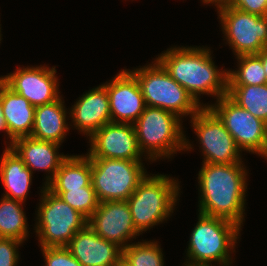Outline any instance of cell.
Here are the masks:
<instances>
[{"label":"cell","mask_w":267,"mask_h":266,"mask_svg":"<svg viewBox=\"0 0 267 266\" xmlns=\"http://www.w3.org/2000/svg\"><path fill=\"white\" fill-rule=\"evenodd\" d=\"M222 121L242 151L267 154V123L241 108L228 95L220 97L215 104L206 105Z\"/></svg>","instance_id":"9"},{"label":"cell","mask_w":267,"mask_h":266,"mask_svg":"<svg viewBox=\"0 0 267 266\" xmlns=\"http://www.w3.org/2000/svg\"><path fill=\"white\" fill-rule=\"evenodd\" d=\"M240 231L241 227L232 221L199 213L189 239L188 259L184 265L213 266L212 262H218L220 266H229L232 264L230 254L235 252Z\"/></svg>","instance_id":"3"},{"label":"cell","mask_w":267,"mask_h":266,"mask_svg":"<svg viewBox=\"0 0 267 266\" xmlns=\"http://www.w3.org/2000/svg\"><path fill=\"white\" fill-rule=\"evenodd\" d=\"M11 148L22 159L25 166H27L33 173L36 170H44L49 172L46 176V186L54 177L68 155L59 154L57 152L60 145L54 142L38 140L28 137L17 138L13 141Z\"/></svg>","instance_id":"18"},{"label":"cell","mask_w":267,"mask_h":266,"mask_svg":"<svg viewBox=\"0 0 267 266\" xmlns=\"http://www.w3.org/2000/svg\"><path fill=\"white\" fill-rule=\"evenodd\" d=\"M238 70H228V85H263L267 83L261 58L257 54L236 57Z\"/></svg>","instance_id":"25"},{"label":"cell","mask_w":267,"mask_h":266,"mask_svg":"<svg viewBox=\"0 0 267 266\" xmlns=\"http://www.w3.org/2000/svg\"><path fill=\"white\" fill-rule=\"evenodd\" d=\"M89 158L124 159L143 161L138 147L134 125L131 123H108L90 138Z\"/></svg>","instance_id":"13"},{"label":"cell","mask_w":267,"mask_h":266,"mask_svg":"<svg viewBox=\"0 0 267 266\" xmlns=\"http://www.w3.org/2000/svg\"><path fill=\"white\" fill-rule=\"evenodd\" d=\"M0 26H1V24H0ZM1 29V28H0ZM2 40V38H1V30H0V41ZM1 43V42H0Z\"/></svg>","instance_id":"36"},{"label":"cell","mask_w":267,"mask_h":266,"mask_svg":"<svg viewBox=\"0 0 267 266\" xmlns=\"http://www.w3.org/2000/svg\"><path fill=\"white\" fill-rule=\"evenodd\" d=\"M46 187L49 190H75L93 187L91 160L88 155H68Z\"/></svg>","instance_id":"22"},{"label":"cell","mask_w":267,"mask_h":266,"mask_svg":"<svg viewBox=\"0 0 267 266\" xmlns=\"http://www.w3.org/2000/svg\"><path fill=\"white\" fill-rule=\"evenodd\" d=\"M60 196L72 208L79 211L87 219L95 212L99 205L93 187H83L75 190H50Z\"/></svg>","instance_id":"27"},{"label":"cell","mask_w":267,"mask_h":266,"mask_svg":"<svg viewBox=\"0 0 267 266\" xmlns=\"http://www.w3.org/2000/svg\"><path fill=\"white\" fill-rule=\"evenodd\" d=\"M91 183L99 203L126 201L147 175L141 161L90 158Z\"/></svg>","instance_id":"8"},{"label":"cell","mask_w":267,"mask_h":266,"mask_svg":"<svg viewBox=\"0 0 267 266\" xmlns=\"http://www.w3.org/2000/svg\"><path fill=\"white\" fill-rule=\"evenodd\" d=\"M122 256L131 266H164L162 249L157 241L129 243L122 249Z\"/></svg>","instance_id":"26"},{"label":"cell","mask_w":267,"mask_h":266,"mask_svg":"<svg viewBox=\"0 0 267 266\" xmlns=\"http://www.w3.org/2000/svg\"><path fill=\"white\" fill-rule=\"evenodd\" d=\"M66 113L62 96L52 103L35 107L34 124L30 137L61 145L69 131Z\"/></svg>","instance_id":"20"},{"label":"cell","mask_w":267,"mask_h":266,"mask_svg":"<svg viewBox=\"0 0 267 266\" xmlns=\"http://www.w3.org/2000/svg\"><path fill=\"white\" fill-rule=\"evenodd\" d=\"M227 95L241 108L267 123V83L263 85H228Z\"/></svg>","instance_id":"24"},{"label":"cell","mask_w":267,"mask_h":266,"mask_svg":"<svg viewBox=\"0 0 267 266\" xmlns=\"http://www.w3.org/2000/svg\"><path fill=\"white\" fill-rule=\"evenodd\" d=\"M23 242L12 238H0V266H16L19 260L18 247Z\"/></svg>","instance_id":"29"},{"label":"cell","mask_w":267,"mask_h":266,"mask_svg":"<svg viewBox=\"0 0 267 266\" xmlns=\"http://www.w3.org/2000/svg\"><path fill=\"white\" fill-rule=\"evenodd\" d=\"M22 204L24 203L5 196L0 200V238H12L24 242L29 236Z\"/></svg>","instance_id":"23"},{"label":"cell","mask_w":267,"mask_h":266,"mask_svg":"<svg viewBox=\"0 0 267 266\" xmlns=\"http://www.w3.org/2000/svg\"><path fill=\"white\" fill-rule=\"evenodd\" d=\"M114 266H131L128 261L122 256Z\"/></svg>","instance_id":"34"},{"label":"cell","mask_w":267,"mask_h":266,"mask_svg":"<svg viewBox=\"0 0 267 266\" xmlns=\"http://www.w3.org/2000/svg\"><path fill=\"white\" fill-rule=\"evenodd\" d=\"M217 10L223 34L236 57L258 54L267 47V16L242 12L231 5Z\"/></svg>","instance_id":"10"},{"label":"cell","mask_w":267,"mask_h":266,"mask_svg":"<svg viewBox=\"0 0 267 266\" xmlns=\"http://www.w3.org/2000/svg\"><path fill=\"white\" fill-rule=\"evenodd\" d=\"M133 125L138 147L150 161L171 158L176 151L192 149L182 130L181 118L170 111L146 106Z\"/></svg>","instance_id":"4"},{"label":"cell","mask_w":267,"mask_h":266,"mask_svg":"<svg viewBox=\"0 0 267 266\" xmlns=\"http://www.w3.org/2000/svg\"><path fill=\"white\" fill-rule=\"evenodd\" d=\"M179 187L178 180L162 174H147L139 182L126 201L135 228L140 234L172 215L178 200Z\"/></svg>","instance_id":"5"},{"label":"cell","mask_w":267,"mask_h":266,"mask_svg":"<svg viewBox=\"0 0 267 266\" xmlns=\"http://www.w3.org/2000/svg\"><path fill=\"white\" fill-rule=\"evenodd\" d=\"M73 126L89 138L105 124L111 123L107 89L100 85L79 97L69 113Z\"/></svg>","instance_id":"17"},{"label":"cell","mask_w":267,"mask_h":266,"mask_svg":"<svg viewBox=\"0 0 267 266\" xmlns=\"http://www.w3.org/2000/svg\"><path fill=\"white\" fill-rule=\"evenodd\" d=\"M3 83V76L0 77V85Z\"/></svg>","instance_id":"35"},{"label":"cell","mask_w":267,"mask_h":266,"mask_svg":"<svg viewBox=\"0 0 267 266\" xmlns=\"http://www.w3.org/2000/svg\"><path fill=\"white\" fill-rule=\"evenodd\" d=\"M191 118V125L202 148V163H242L241 150L218 116L209 108L202 107Z\"/></svg>","instance_id":"11"},{"label":"cell","mask_w":267,"mask_h":266,"mask_svg":"<svg viewBox=\"0 0 267 266\" xmlns=\"http://www.w3.org/2000/svg\"><path fill=\"white\" fill-rule=\"evenodd\" d=\"M231 6L242 12L267 16V0H234Z\"/></svg>","instance_id":"30"},{"label":"cell","mask_w":267,"mask_h":266,"mask_svg":"<svg viewBox=\"0 0 267 266\" xmlns=\"http://www.w3.org/2000/svg\"><path fill=\"white\" fill-rule=\"evenodd\" d=\"M109 96L111 122L133 124L146 108L136 77L121 70L110 82L102 84Z\"/></svg>","instance_id":"15"},{"label":"cell","mask_w":267,"mask_h":266,"mask_svg":"<svg viewBox=\"0 0 267 266\" xmlns=\"http://www.w3.org/2000/svg\"><path fill=\"white\" fill-rule=\"evenodd\" d=\"M198 174L199 213L220 217L242 227L247 170L243 163H203Z\"/></svg>","instance_id":"1"},{"label":"cell","mask_w":267,"mask_h":266,"mask_svg":"<svg viewBox=\"0 0 267 266\" xmlns=\"http://www.w3.org/2000/svg\"><path fill=\"white\" fill-rule=\"evenodd\" d=\"M45 266H82L66 246L42 247Z\"/></svg>","instance_id":"28"},{"label":"cell","mask_w":267,"mask_h":266,"mask_svg":"<svg viewBox=\"0 0 267 266\" xmlns=\"http://www.w3.org/2000/svg\"><path fill=\"white\" fill-rule=\"evenodd\" d=\"M32 174L17 153L7 146L0 160V178L6 190L3 196L25 202L32 182Z\"/></svg>","instance_id":"21"},{"label":"cell","mask_w":267,"mask_h":266,"mask_svg":"<svg viewBox=\"0 0 267 266\" xmlns=\"http://www.w3.org/2000/svg\"><path fill=\"white\" fill-rule=\"evenodd\" d=\"M156 60L168 74L202 107L201 94L213 95L217 100L228 94V70H219L207 47H172Z\"/></svg>","instance_id":"2"},{"label":"cell","mask_w":267,"mask_h":266,"mask_svg":"<svg viewBox=\"0 0 267 266\" xmlns=\"http://www.w3.org/2000/svg\"><path fill=\"white\" fill-rule=\"evenodd\" d=\"M56 72L55 66L19 67L13 73L3 75V82L34 107H38L61 97Z\"/></svg>","instance_id":"12"},{"label":"cell","mask_w":267,"mask_h":266,"mask_svg":"<svg viewBox=\"0 0 267 266\" xmlns=\"http://www.w3.org/2000/svg\"><path fill=\"white\" fill-rule=\"evenodd\" d=\"M41 193L34 229L40 246H67L76 232L88 224V219L46 186H43Z\"/></svg>","instance_id":"7"},{"label":"cell","mask_w":267,"mask_h":266,"mask_svg":"<svg viewBox=\"0 0 267 266\" xmlns=\"http://www.w3.org/2000/svg\"><path fill=\"white\" fill-rule=\"evenodd\" d=\"M234 0H202L205 4H214L217 9L223 6L231 5Z\"/></svg>","instance_id":"31"},{"label":"cell","mask_w":267,"mask_h":266,"mask_svg":"<svg viewBox=\"0 0 267 266\" xmlns=\"http://www.w3.org/2000/svg\"><path fill=\"white\" fill-rule=\"evenodd\" d=\"M66 247L82 266H114L122 257V248L99 237L89 224Z\"/></svg>","instance_id":"16"},{"label":"cell","mask_w":267,"mask_h":266,"mask_svg":"<svg viewBox=\"0 0 267 266\" xmlns=\"http://www.w3.org/2000/svg\"><path fill=\"white\" fill-rule=\"evenodd\" d=\"M95 233L124 249L140 233L136 230L127 201H104L88 219ZM133 238V239H131Z\"/></svg>","instance_id":"14"},{"label":"cell","mask_w":267,"mask_h":266,"mask_svg":"<svg viewBox=\"0 0 267 266\" xmlns=\"http://www.w3.org/2000/svg\"><path fill=\"white\" fill-rule=\"evenodd\" d=\"M1 108L8 129L9 147L17 138L31 135L35 107L23 96L14 92L4 82L0 85Z\"/></svg>","instance_id":"19"},{"label":"cell","mask_w":267,"mask_h":266,"mask_svg":"<svg viewBox=\"0 0 267 266\" xmlns=\"http://www.w3.org/2000/svg\"><path fill=\"white\" fill-rule=\"evenodd\" d=\"M0 131H5L8 136V129L6 127V123L4 120V116H3V112H2V108H1V101H0Z\"/></svg>","instance_id":"33"},{"label":"cell","mask_w":267,"mask_h":266,"mask_svg":"<svg viewBox=\"0 0 267 266\" xmlns=\"http://www.w3.org/2000/svg\"><path fill=\"white\" fill-rule=\"evenodd\" d=\"M257 55L261 58L264 72L267 78V47L262 49Z\"/></svg>","instance_id":"32"},{"label":"cell","mask_w":267,"mask_h":266,"mask_svg":"<svg viewBox=\"0 0 267 266\" xmlns=\"http://www.w3.org/2000/svg\"><path fill=\"white\" fill-rule=\"evenodd\" d=\"M129 71L138 81L146 106L170 111L180 118L192 117L202 108L156 59L152 64Z\"/></svg>","instance_id":"6"}]
</instances>
